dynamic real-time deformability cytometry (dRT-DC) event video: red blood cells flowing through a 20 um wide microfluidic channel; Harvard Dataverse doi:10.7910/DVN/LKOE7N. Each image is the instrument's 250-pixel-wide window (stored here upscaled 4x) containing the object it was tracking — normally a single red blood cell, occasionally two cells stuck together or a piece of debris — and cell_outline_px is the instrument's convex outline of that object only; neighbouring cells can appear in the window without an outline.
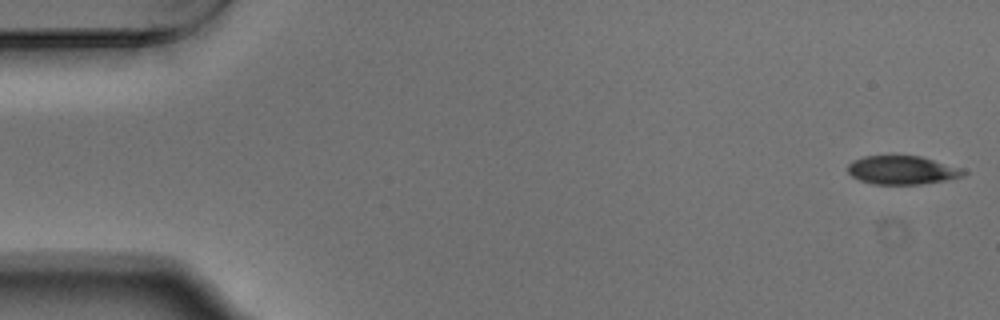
{"species": "Egyptian fruit bat (a non-hibernating species)", "species_latin": "Rousettus aegyptiacus", "temperature_condition": "warm", "stored_images_in_passage": 53, "camera_frame_rate_fps": 3000, "um_per_image_px": 0.085, "animal": {"sex": "male"}, "frame": {"image": 1, "passage_image": 1, "time_ms": 0.0, "image_size_px": [1000, 320], "cell_outline_px": [[968, 172], [960, 176], [944, 180], [920, 184], [872, 184], [860, 180], [852, 176], [848, 172], [848, 164], [852, 160], [864, 156], [920, 156]], "centroid_in_image_um": [76.57, 14.46], "position_along_channel_um": 8.4, "area_um2": 18.73}}
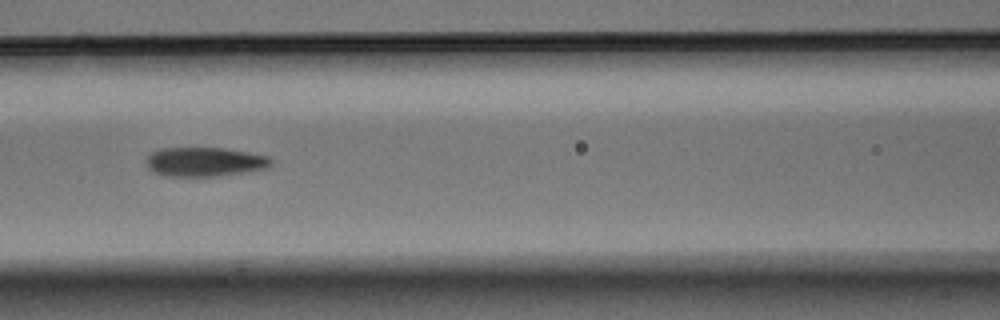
{"frame": {"image": 2, "passage_image": 23, "time_ms": 7.333, "image_size_px": [1000, 320], "cell_outline_px": [[272, 164], [268, 168], [248, 172], [220, 176], [164, 176], [152, 172], [148, 168], [148, 156], [152, 152], [160, 148], [224, 148], [248, 152], [268, 156], [272, 160]], "centroid_in_image_um": [17.43, 13.76], "position_along_channel_um": 149.2, "area_um2": 21.39}}
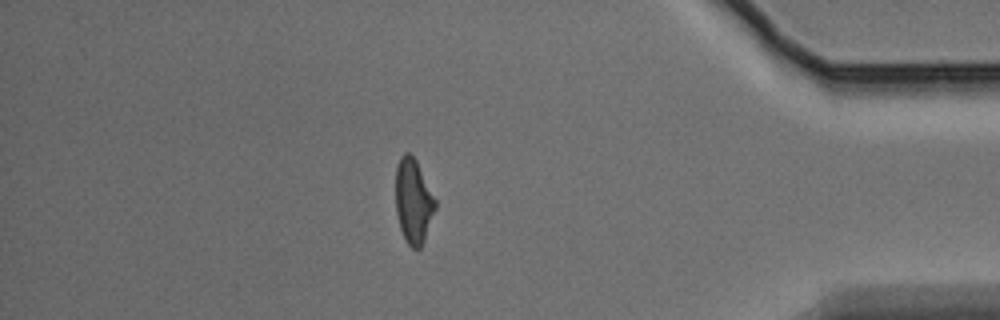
{"frame": {"image": 3, "passage_image": 46, "time_ms": 15.0, "image_size_px": [1000, 320], "cell_outline_px": [[436, 208], [424, 240], [420, 248], [412, 248], [408, 244], [400, 228], [396, 212], [396, 164], [400, 156], [404, 152], [412, 152], [436, 200]], "centroid_in_image_um": [35.13, 17.05], "position_along_channel_um": 400.1, "area_um2": 19.54}, "authors_computed_cell_mechanics": {"area_um2": 20.808, "velocity_mm_per_s": 3.7619, "shape_relaxation_time_tau1_ms": 4.2485, "shape_relaxation_time_tau2_ms": 2.6881, "deformation_change_tau1": 0.1597, "deformation_change_tau2": 0.093}}